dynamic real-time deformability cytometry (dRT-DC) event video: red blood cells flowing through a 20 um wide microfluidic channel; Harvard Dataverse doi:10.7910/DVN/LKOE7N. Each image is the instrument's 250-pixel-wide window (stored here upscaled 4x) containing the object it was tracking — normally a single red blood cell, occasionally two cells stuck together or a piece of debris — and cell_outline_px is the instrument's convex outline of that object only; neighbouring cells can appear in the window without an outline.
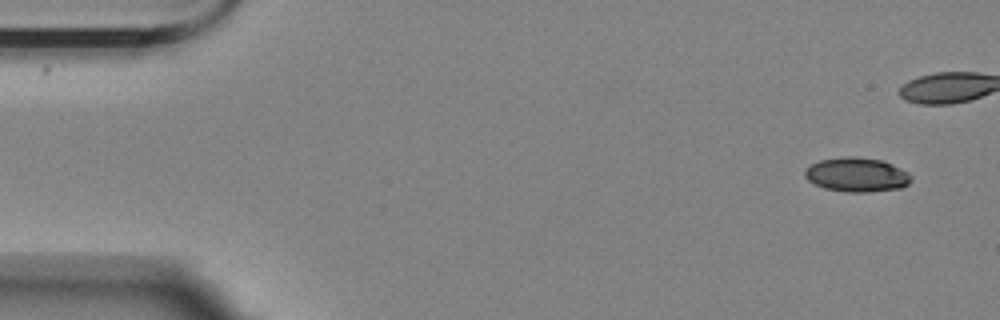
{"species": "Egyptian fruit bat (a non-hibernating species)", "species_latin": "Rousettus aegyptiacus", "temperature_condition": "room temperature", "stored_images_in_passage": 7, "camera_frame_rate_fps": 3000, "um_per_image_px": 0.085, "animal": {"sex": "female"}, "frame": {"image": 1, "passage_image": 1, "time_ms": 0.0, "image_size_px": [1000, 320], "cell_outline_px": [[912, 180], [908, 184], [900, 188], [868, 192], [848, 192], [824, 188], [808, 180], [804, 176], [804, 168], [820, 160], [844, 156], [856, 156], [884, 160], [908, 172], [912, 176]], "centroid_in_image_um": [72.83, 14.84], "position_along_channel_um": 12.2, "area_um2": 21.39}}
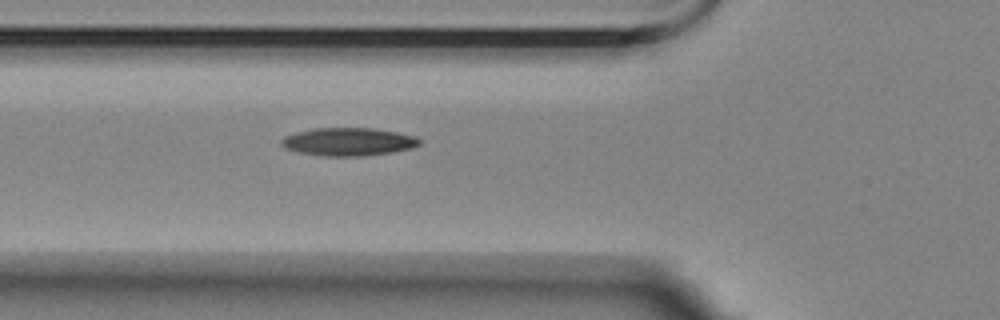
{"frame": {"image": 2, "passage_image": 7, "time_ms": 7.0, "image_size_px": [1000, 320], "cell_outline_px": [[420, 144], [412, 148], [392, 152], [364, 156], [324, 156], [300, 152], [284, 148], [280, 144], [280, 140], [284, 136], [296, 132], [312, 128], [376, 128], [416, 136], [420, 140]], "centroid_in_image_um": [29.6, 12.04], "position_along_channel_um": 96.2, "area_um2": 22.66}}